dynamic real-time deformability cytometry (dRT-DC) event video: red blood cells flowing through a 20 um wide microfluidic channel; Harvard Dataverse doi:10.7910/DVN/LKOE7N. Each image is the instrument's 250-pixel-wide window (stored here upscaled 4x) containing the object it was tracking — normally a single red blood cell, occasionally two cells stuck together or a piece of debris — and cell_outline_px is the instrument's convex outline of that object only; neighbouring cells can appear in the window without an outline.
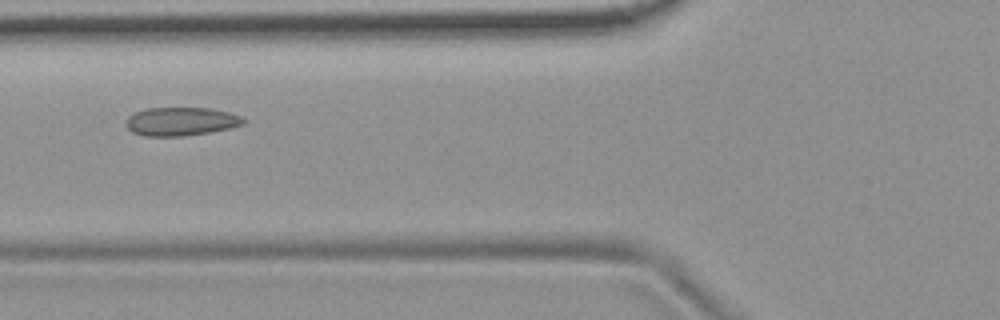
{"species": "common noctule bat (a hibernating species)", "species_latin": "Nyctalus noctula", "temperature_condition": "room temperature", "stored_images_in_passage": 9, "camera_frame_rate_fps": 3000, "um_per_image_px": 0.085, "animal": {"sex": "female", "body_mass_g": 19.9}, "frame": {"image": 1, "passage_image": 4, "time_ms": 1.0, "image_size_px": [1000, 320], "cell_outline_px": [[244, 124], [228, 128], [208, 132], [184, 136], [144, 136], [132, 132], [124, 124], [128, 116], [136, 112], [148, 108], [212, 108], [228, 112], [240, 116], [244, 120]], "centroid_in_image_um": [15.34, 10.32], "position_along_channel_um": 110.5, "area_um2": 19.36}}
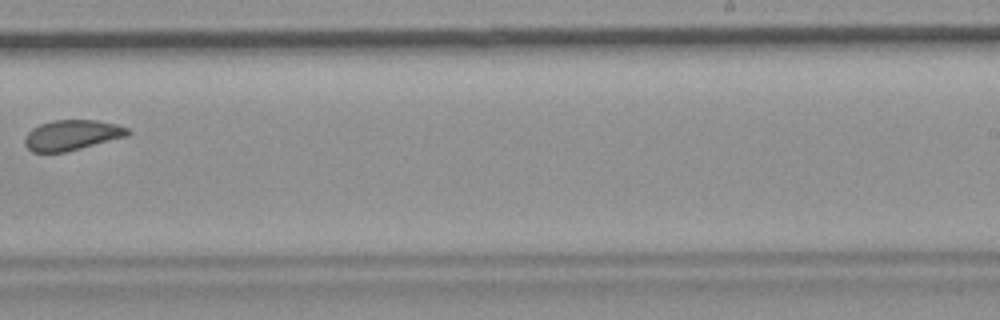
{"frame": {"image": 2, "passage_image": 8, "time_ms": 2.333, "image_size_px": [1000, 320], "cell_outline_px": [[132, 132], [128, 136], [64, 152], [32, 152], [24, 144], [24, 140], [28, 132], [32, 128], [40, 124], [52, 120], [96, 120], [116, 124], [128, 128]], "centroid_in_image_um": [6.11, 11.47], "position_along_channel_um": 282.9, "area_um2": 18.15}}